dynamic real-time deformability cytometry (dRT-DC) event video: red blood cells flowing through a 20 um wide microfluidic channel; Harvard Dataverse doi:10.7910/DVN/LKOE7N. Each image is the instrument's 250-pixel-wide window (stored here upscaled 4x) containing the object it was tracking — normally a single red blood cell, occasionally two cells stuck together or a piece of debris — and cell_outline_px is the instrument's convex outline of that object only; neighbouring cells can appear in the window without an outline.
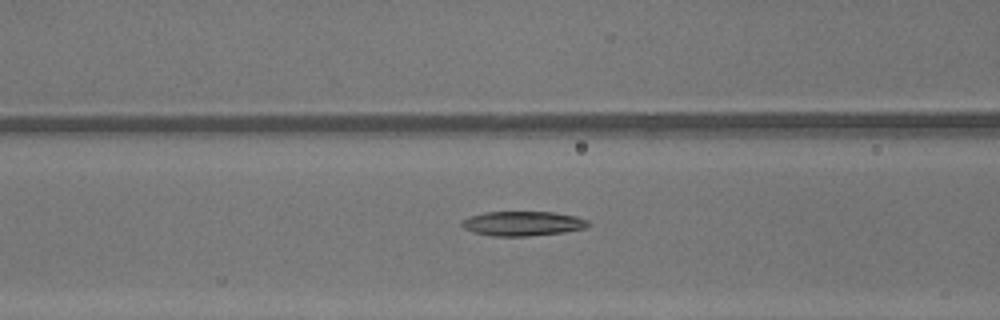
{"species": "common noctule bat (a hibernating species)", "species_latin": "Nyctalus noctula", "temperature_condition": "warm", "stored_images_in_passage": 41, "camera_frame_rate_fps": 3000, "um_per_image_px": 0.085, "animal": {"sex": "male", "body_mass_g": 13.3}, "frame": {"image": 1, "passage_image": 13, "time_ms": 4.0, "image_size_px": [1000, 320], "cell_outline_px": [[592, 224], [588, 228], [564, 232], [528, 236], [492, 236], [472, 232], [464, 228], [460, 224], [460, 220], [484, 212], [552, 212], [576, 216], [588, 220]], "centroid_in_image_um": [44.45, 19.0], "position_along_channel_um": 122.1, "area_um2": 18.26}}
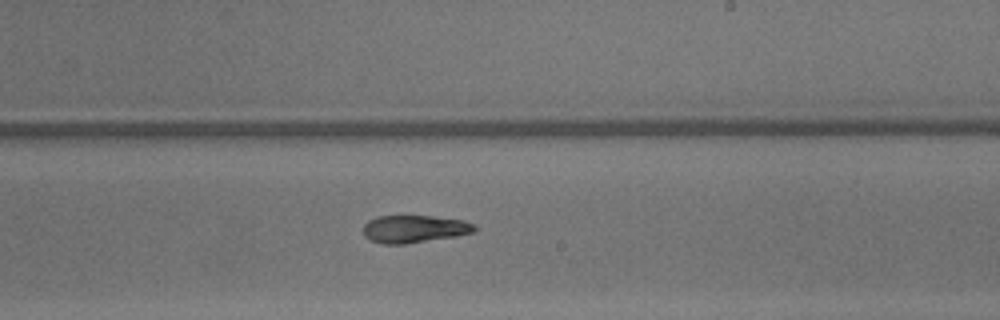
{"frame": {"image": 2, "passage_image": 22, "time_ms": 7.0, "image_size_px": [1000, 320], "cell_outline_px": [[476, 228], [472, 232], [456, 236], [404, 244], [380, 244], [364, 236], [364, 224], [368, 220], [376, 216], [432, 216], [460, 220], [472, 224]], "centroid_in_image_um": [35.14, 19.46], "position_along_channel_um": 253.9, "area_um2": 17.63}}
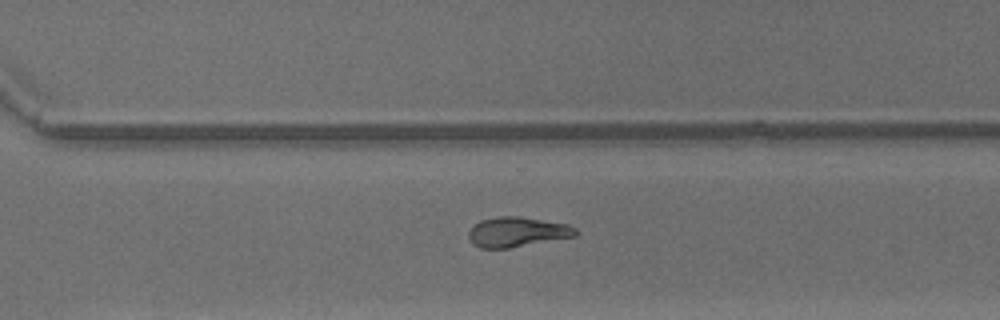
{"frame": {"image": 3, "passage_image": 27, "time_ms": 8.667, "image_size_px": [1000, 320], "cell_outline_px": [[580, 232], [576, 236], [508, 248], [480, 248], [472, 244], [468, 236], [468, 232], [480, 220], [496, 216], [520, 216], [568, 224], [576, 228]], "centroid_in_image_um": [43.97, 19.71], "position_along_channel_um": 326.6, "area_um2": 18.73}, "authors_computed_cell_mechanics": {"area_um2": 18.785, "velocity_mm_per_s": 4.3909, "shape_relaxation_time_tau1_ms": 3.2099, "shape_relaxation_time_tau2_ms": 9.3697, "deformation_change_tau1": 0.1933, "deformation_change_tau2": 0.226}}